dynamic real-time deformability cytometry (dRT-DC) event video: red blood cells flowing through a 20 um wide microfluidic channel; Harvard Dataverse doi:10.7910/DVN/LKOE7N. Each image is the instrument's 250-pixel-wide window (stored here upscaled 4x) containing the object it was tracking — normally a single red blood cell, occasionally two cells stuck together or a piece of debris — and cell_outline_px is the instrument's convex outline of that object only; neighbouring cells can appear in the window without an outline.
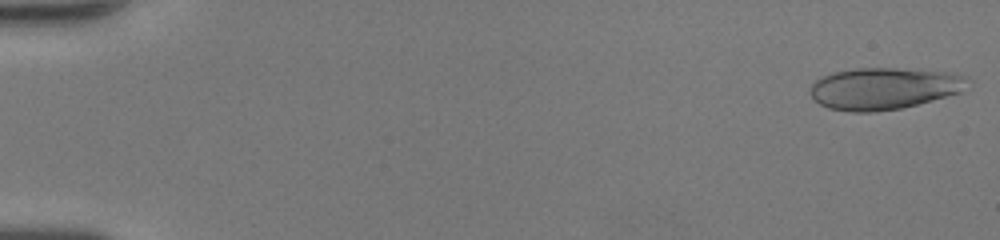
{"species": "human", "species_latin": "Homo sapiens", "temperature_condition": "room temperature", "stored_images_in_passage": 49, "camera_frame_rate_fps": 3000, "um_per_image_px": 0.085, "donor": {"sex": "female"}, "frame": {"image": 1, "passage_image": 1, "time_ms": 0.0, "image_size_px": [1000, 240], "cell_outline_px": [[972, 80], [960, 92], [932, 100], [900, 108], [876, 112], [852, 112], [828, 108], [820, 104], [808, 92], [812, 84], [816, 80], [832, 72], [856, 68], [896, 68], [952, 72], [968, 76]], "centroid_in_image_um": [75.15, 7.51], "position_along_channel_um": 9.9, "area_um2": 38.49}}
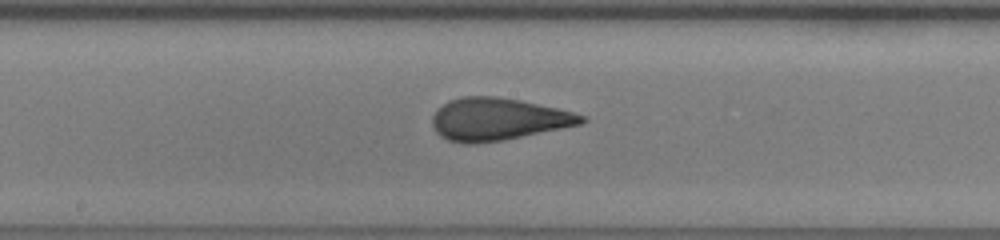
{"frame": {"image": 2, "passage_image": 27, "time_ms": 8.667, "image_size_px": [1000, 240], "cell_outline_px": [[588, 120], [580, 124], [504, 140], [476, 144], [464, 144], [448, 140], [440, 136], [432, 128], [432, 116], [436, 108], [448, 100], [464, 96], [496, 96], [520, 100], [556, 108], [572, 112], [584, 116]], "centroid_in_image_um": [42.25, 10.13], "position_along_channel_um": 206.0, "area_um2": 36.93}}
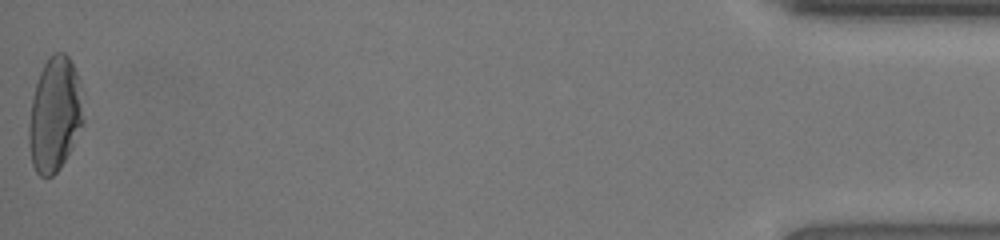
{"frame": {"image": 3, "passage_image": 49, "time_ms": 16.0, "image_size_px": [1000, 240], "cell_outline_px": [[84, 120], [72, 148], [60, 168], [52, 176], [40, 176], [36, 172], [32, 164], [28, 144], [28, 124], [32, 96], [40, 72], [48, 56], [52, 52], [64, 52], [68, 56], [80, 80], [84, 92]], "centroid_in_image_um": [4.67, 9.71], "position_along_channel_um": 430.5, "area_um2": 37.11}, "authors_computed_cell_mechanics": {"area_um2": 36.4718, "velocity_mm_per_s": 4.3005, "shape_relaxation_time_tau1_ms": 10.2264, "shape_relaxation_time_tau2_ms": 0.7147, "deformation_change_tau1": 0.3037, "deformation_change_tau2": 0.0728}}